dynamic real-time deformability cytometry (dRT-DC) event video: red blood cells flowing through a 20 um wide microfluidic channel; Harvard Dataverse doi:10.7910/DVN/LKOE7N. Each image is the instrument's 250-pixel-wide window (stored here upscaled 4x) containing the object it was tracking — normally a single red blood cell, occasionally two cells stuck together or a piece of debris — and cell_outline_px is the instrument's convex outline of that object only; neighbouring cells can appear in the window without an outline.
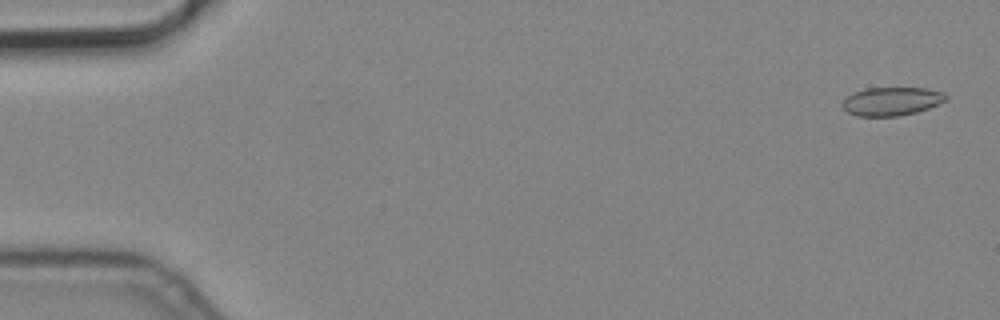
{"species": "common noctule bat (a hibernating species)", "species_latin": "Nyctalus noctula", "temperature_condition": "cold", "stored_images_in_passage": 5, "camera_frame_rate_fps": 3000, "um_per_image_px": 0.085, "animal": {"sex": "male", "body_mass_g": 19.2, "forearm_length_mm": 51.8}, "frame": {"image": 1, "passage_image": 1, "time_ms": 0.0, "image_size_px": [1000, 320], "cell_outline_px": [[948, 100], [940, 104], [916, 112], [900, 116], [856, 116], [848, 112], [840, 104], [852, 92], [868, 88], [928, 88], [940, 92], [948, 96]], "centroid_in_image_um": [75.79, 8.61], "position_along_channel_um": 9.2, "area_um2": 17.22}}
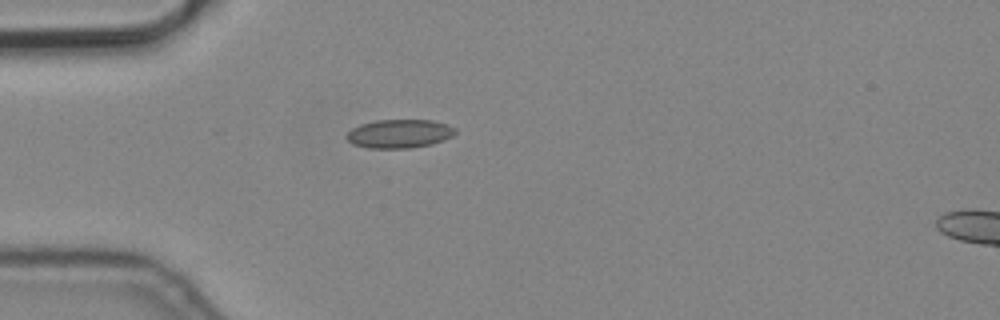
{"frame": {"image": 2, "passage_image": 5, "time_ms": 1.333, "image_size_px": [1000, 320], "cell_outline_px": [[456, 132], [452, 136], [444, 140], [432, 144], [412, 148], [368, 148], [352, 144], [344, 136], [352, 128], [360, 124], [376, 120], [432, 120], [448, 124], [456, 128]], "centroid_in_image_um": [33.95, 11.36], "position_along_channel_um": 51.1, "area_um2": 18.32}}